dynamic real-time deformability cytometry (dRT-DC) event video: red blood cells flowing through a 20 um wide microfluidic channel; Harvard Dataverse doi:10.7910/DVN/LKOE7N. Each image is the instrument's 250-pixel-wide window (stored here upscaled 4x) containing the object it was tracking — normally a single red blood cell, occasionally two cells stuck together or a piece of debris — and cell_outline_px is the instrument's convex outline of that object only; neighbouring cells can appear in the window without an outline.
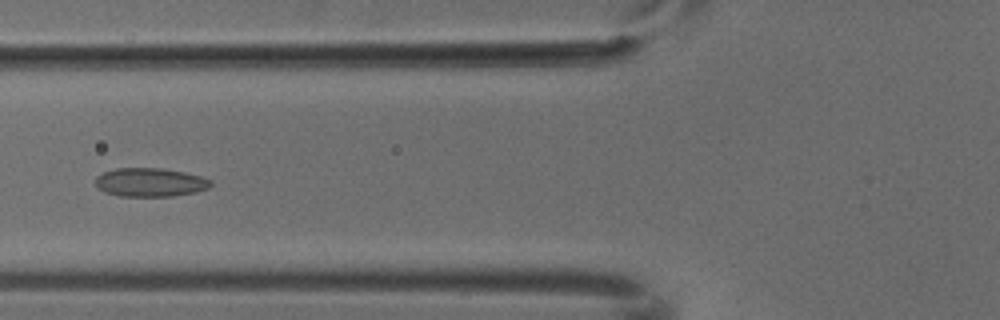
{"species": "common noctule bat (a hibernating species)", "species_latin": "Nyctalus noctula", "temperature_condition": "cold", "stored_images_in_passage": 6, "camera_frame_rate_fps": 3000, "um_per_image_px": 0.085, "animal": {"sex": "male", "body_mass_g": 18.8}, "frame": {"image": 1, "passage_image": 5, "time_ms": 1.333, "image_size_px": [1000, 320], "cell_outline_px": [[212, 184], [208, 188], [196, 192], [172, 196], [120, 196], [104, 192], [96, 188], [96, 176], [104, 172], [116, 168], [160, 168], [184, 172], [200, 176], [212, 180]], "centroid_in_image_um": [12.75, 15.5], "position_along_channel_um": 113.1, "area_um2": 19.31}}
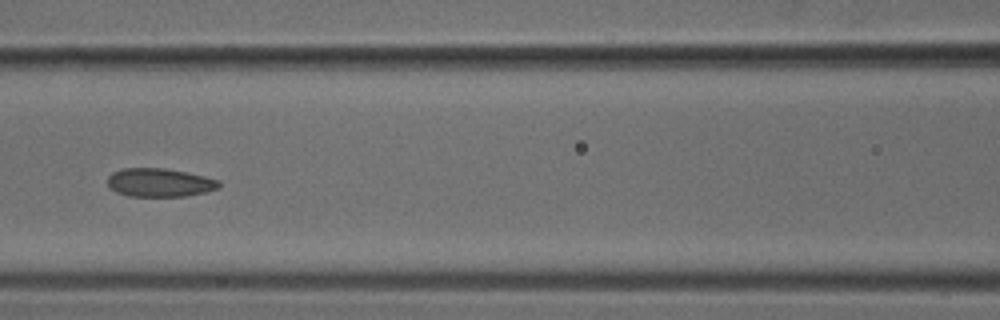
{"frame": {"image": 2, "passage_image": 6, "time_ms": 1.667, "image_size_px": [1000, 320], "cell_outline_px": [[220, 188], [204, 192], [184, 196], [128, 196], [116, 192], [108, 188], [108, 176], [112, 172], [124, 168], [164, 168], [188, 172], [220, 180]], "centroid_in_image_um": [13.55, 15.51], "position_along_channel_um": 153.0, "area_um2": 18.61}}